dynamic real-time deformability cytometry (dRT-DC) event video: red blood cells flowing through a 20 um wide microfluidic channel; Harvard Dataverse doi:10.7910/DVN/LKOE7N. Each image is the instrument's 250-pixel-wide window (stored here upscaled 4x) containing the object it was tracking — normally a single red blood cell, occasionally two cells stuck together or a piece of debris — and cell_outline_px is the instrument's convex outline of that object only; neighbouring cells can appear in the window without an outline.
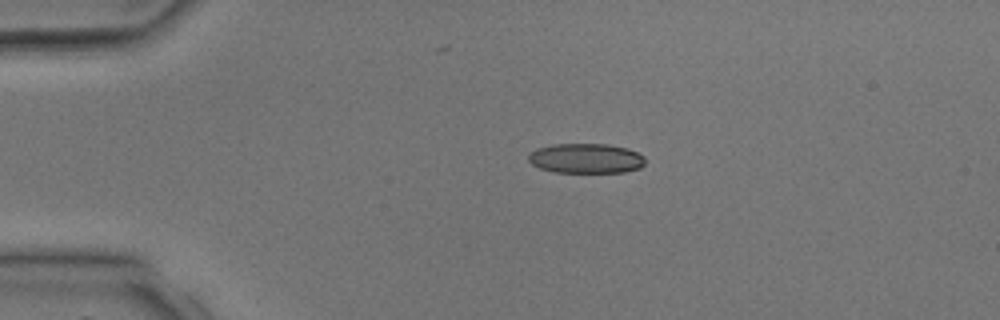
{"species": "common noctule bat (a hibernating species)", "species_latin": "Nyctalus noctula", "temperature_condition": "room temperature", "stored_images_in_passage": 3, "camera_frame_rate_fps": 3000, "um_per_image_px": 0.085, "animal": {"sex": "male", "body_mass_g": 17.9, "forearm_length_mm": 54.2}, "frame": {"image": 1, "passage_image": 3, "time_ms": 2.333, "image_size_px": [1000, 320], "cell_outline_px": [[644, 164], [640, 168], [624, 172], [552, 172], [540, 168], [532, 164], [528, 160], [528, 156], [536, 148], [552, 144], [608, 144], [628, 148], [644, 156]], "centroid_in_image_um": [49.8, 13.46], "position_along_channel_um": 35.2, "area_um2": 20.35}}